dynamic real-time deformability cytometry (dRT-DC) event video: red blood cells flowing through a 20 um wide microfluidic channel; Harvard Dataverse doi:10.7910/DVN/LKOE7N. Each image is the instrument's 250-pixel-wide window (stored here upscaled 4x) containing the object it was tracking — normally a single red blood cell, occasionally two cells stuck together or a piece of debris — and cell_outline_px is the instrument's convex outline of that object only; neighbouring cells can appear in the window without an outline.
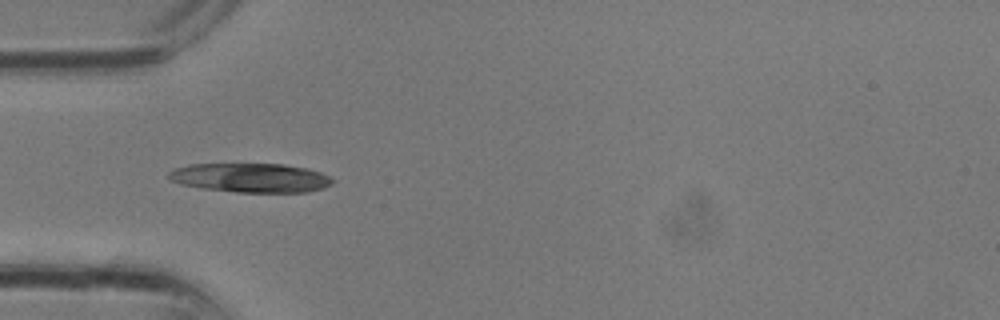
{"species": "common noctule bat (a hibernating species)", "species_latin": "Nyctalus noctula", "temperature_condition": "room temperature", "stored_images_in_passage": 18, "camera_frame_rate_fps": 3000, "um_per_image_px": 0.085, "animal": {"sex": "male", "body_mass_g": 13.3}, "frame": {"image": 1, "passage_image": 9, "time_ms": 2.667, "image_size_px": [1000, 320], "cell_outline_px": [[336, 180], [332, 184], [324, 188], [308, 192], [236, 192], [204, 188], [180, 184], [172, 180], [168, 176], [168, 172], [172, 168], [188, 164], [284, 164], [308, 168], [320, 172]], "centroid_in_image_um": [21.32, 15.1], "position_along_channel_um": 63.7, "area_um2": 27.98}}
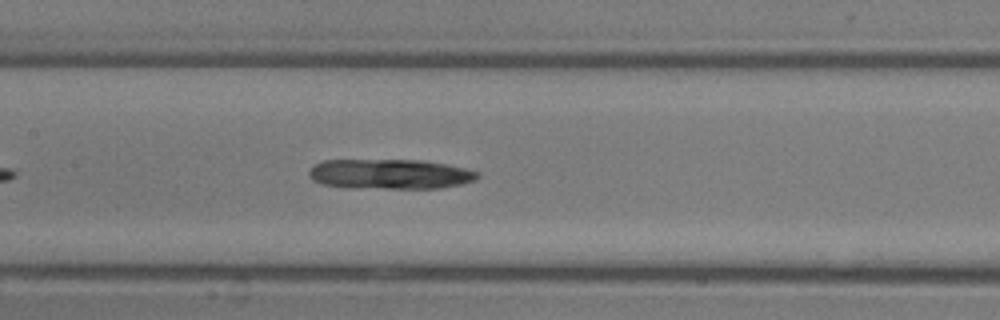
{"frame": {"image": 2, "passage_image": 14, "time_ms": 4.333, "image_size_px": [1000, 320], "cell_outline_px": [[480, 176], [476, 180], [460, 184], [440, 188], [352, 188], [320, 184], [312, 180], [308, 176], [308, 172], [312, 164], [324, 160], [424, 160], [464, 168], [480, 172]], "centroid_in_image_um": [33.1, 14.8], "position_along_channel_um": 174.3, "area_um2": 29.71}}
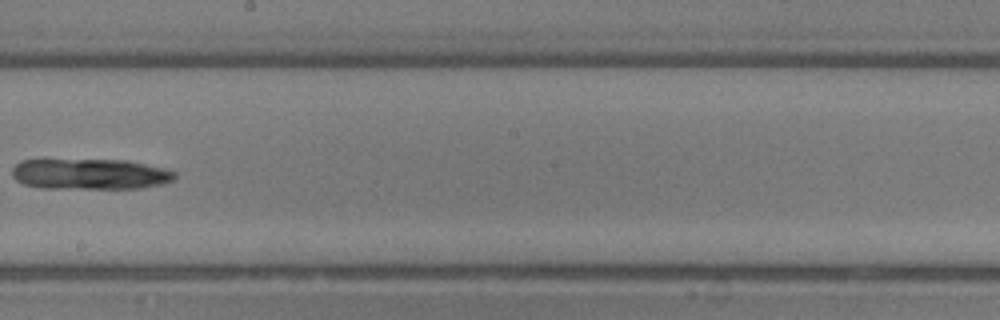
{"frame": {"image": 3, "passage_image": 17, "time_ms": 5.333, "image_size_px": [1000, 320], "cell_outline_px": [[176, 176], [172, 180], [160, 184], [140, 188], [40, 188], [24, 184], [16, 180], [12, 176], [12, 168], [20, 160], [128, 160], [164, 168], [176, 172]], "centroid_in_image_um": [7.63, 14.79], "position_along_channel_um": 240.6, "area_um2": 29.07}}